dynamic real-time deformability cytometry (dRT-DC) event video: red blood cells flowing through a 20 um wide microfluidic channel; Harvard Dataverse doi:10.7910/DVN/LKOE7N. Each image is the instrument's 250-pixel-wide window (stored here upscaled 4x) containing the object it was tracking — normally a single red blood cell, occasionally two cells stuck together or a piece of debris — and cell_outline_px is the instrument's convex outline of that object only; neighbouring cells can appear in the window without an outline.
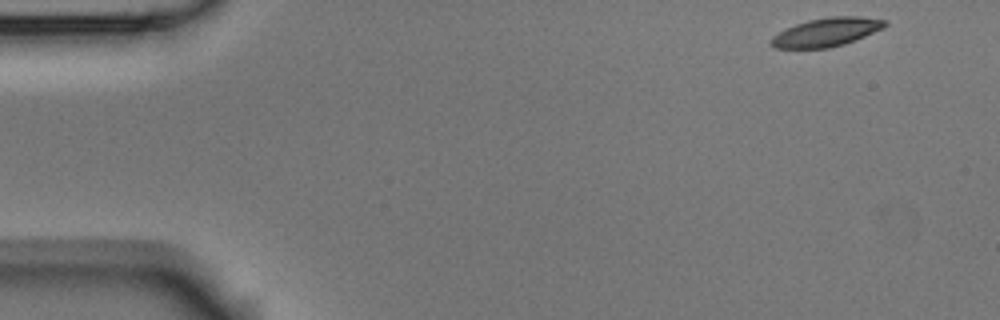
{"species": "Egyptian fruit bat (a non-hibernating species)", "species_latin": "Rousettus aegyptiacus", "temperature_condition": "room temperature", "stored_images_in_passage": 4, "camera_frame_rate_fps": 3000, "um_per_image_px": 0.085, "animal": {"sex": "male"}, "frame": {"image": 1, "passage_image": 1, "time_ms": 0.0, "image_size_px": [1000, 320], "cell_outline_px": [[888, 24], [884, 28], [856, 40], [844, 44], [828, 48], [776, 48], [768, 44], [772, 36], [796, 24], [808, 20], [832, 16], [860, 16], [888, 20]], "centroid_in_image_um": [70.29, 2.73], "position_along_channel_um": 14.7, "area_um2": 19.02}}
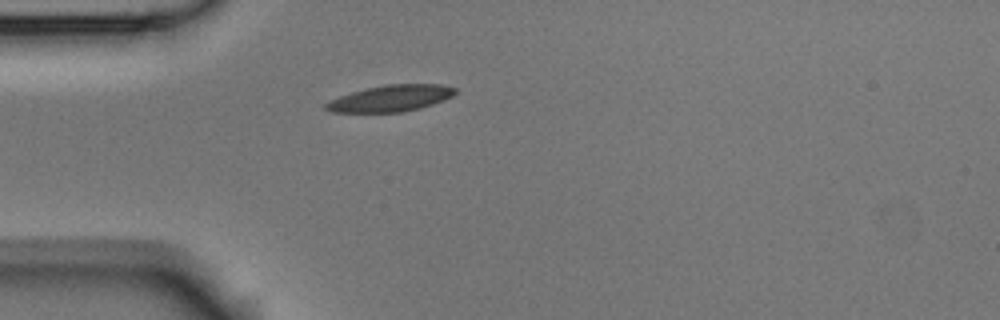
{"frame": {"image": 2, "passage_image": 4, "time_ms": 1.0, "image_size_px": [1000, 320], "cell_outline_px": [[456, 92], [452, 96], [444, 100], [420, 108], [400, 112], [332, 112], [324, 108], [324, 104], [340, 96], [352, 92], [384, 84], [440, 84], [456, 88]], "centroid_in_image_um": [33.22, 8.35], "position_along_channel_um": 51.8, "area_um2": 19.71}}